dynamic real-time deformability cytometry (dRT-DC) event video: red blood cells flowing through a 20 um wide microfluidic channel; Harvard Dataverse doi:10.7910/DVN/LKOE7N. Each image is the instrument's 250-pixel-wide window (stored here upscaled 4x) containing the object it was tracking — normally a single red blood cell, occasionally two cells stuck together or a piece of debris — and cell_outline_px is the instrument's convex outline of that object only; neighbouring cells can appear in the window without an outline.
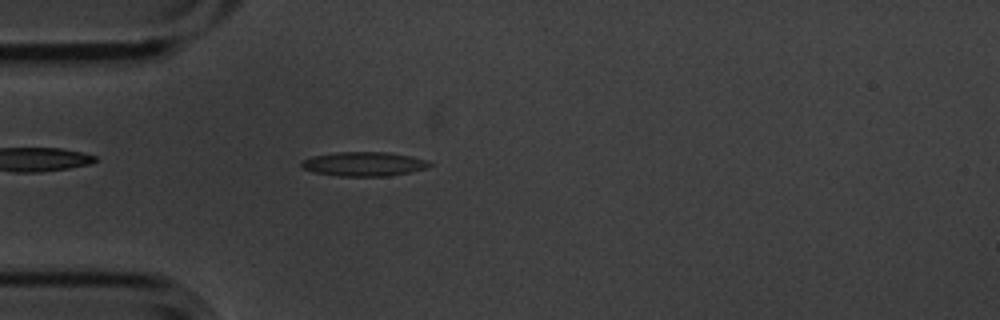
{"species": "common noctule bat (a hibernating species)", "species_latin": "Nyctalus noctula", "temperature_condition": "cold", "stored_images_in_passage": 4, "camera_frame_rate_fps": 3000, "um_per_image_px": 0.085, "animal": {"sex": "male", "body_mass_g": 20.1, "forearm_length_mm": 53.5}, "frame": {"image": 1, "passage_image": 4, "time_ms": 1.0, "image_size_px": [1000, 320], "cell_outline_px": [[432, 164], [428, 168], [388, 176], [340, 176], [316, 172], [304, 168], [300, 164], [300, 160], [312, 156], [336, 152], [388, 152], [428, 160]], "centroid_in_image_um": [30.92, 13.93], "position_along_channel_um": 54.1, "area_um2": 17.98}}